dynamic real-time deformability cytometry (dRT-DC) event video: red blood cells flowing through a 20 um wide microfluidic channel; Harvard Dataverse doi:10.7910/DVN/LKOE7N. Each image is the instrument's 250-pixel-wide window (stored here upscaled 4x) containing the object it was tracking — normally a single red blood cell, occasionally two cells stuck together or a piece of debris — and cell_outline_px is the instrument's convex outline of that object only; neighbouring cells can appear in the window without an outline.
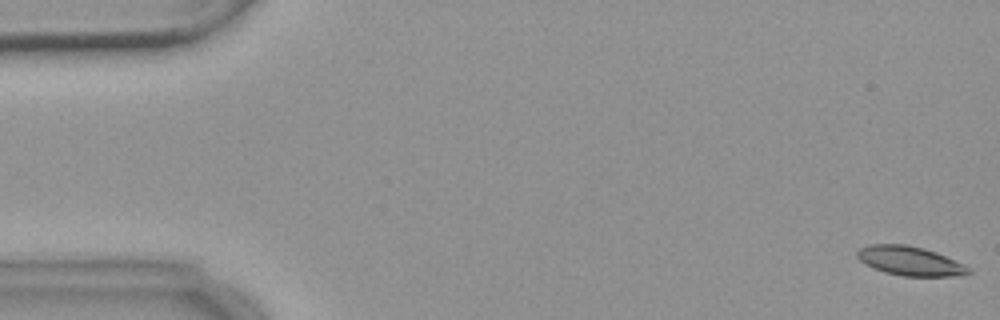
{"species": "common noctule bat (a hibernating species)", "species_latin": "Nyctalus noctula", "temperature_condition": "warm", "stored_images_in_passage": 6, "camera_frame_rate_fps": 3000, "um_per_image_px": 0.085, "animal": {"sex": "female", "body_mass_g": 18.4}, "frame": {"image": 1, "passage_image": 1, "time_ms": 0.0, "image_size_px": [1000, 320], "cell_outline_px": [[972, 272], [964, 276], [904, 276], [884, 272], [864, 264], [856, 256], [856, 252], [860, 248], [868, 244], [904, 244], [924, 248], [936, 252], [964, 264], [972, 268]], "centroid_in_image_um": [77.37, 22.18], "position_along_channel_um": 7.6, "area_um2": 19.13}}
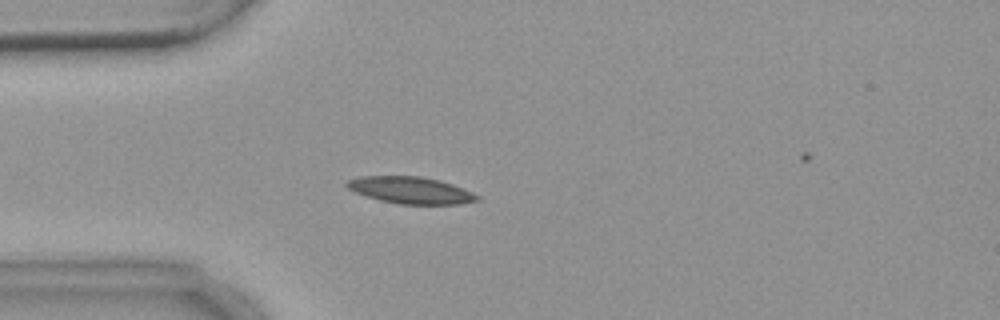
{"frame": {"image": 2, "passage_image": 5, "time_ms": 4.667, "image_size_px": [1000, 320], "cell_outline_px": [[480, 200], [460, 204], [400, 204], [380, 200], [356, 192], [348, 188], [344, 184], [348, 180], [360, 176], [420, 176], [440, 180], [452, 184], [472, 192], [480, 196]], "centroid_in_image_um": [34.93, 16.16], "position_along_channel_um": 50.1, "area_um2": 20.29}}